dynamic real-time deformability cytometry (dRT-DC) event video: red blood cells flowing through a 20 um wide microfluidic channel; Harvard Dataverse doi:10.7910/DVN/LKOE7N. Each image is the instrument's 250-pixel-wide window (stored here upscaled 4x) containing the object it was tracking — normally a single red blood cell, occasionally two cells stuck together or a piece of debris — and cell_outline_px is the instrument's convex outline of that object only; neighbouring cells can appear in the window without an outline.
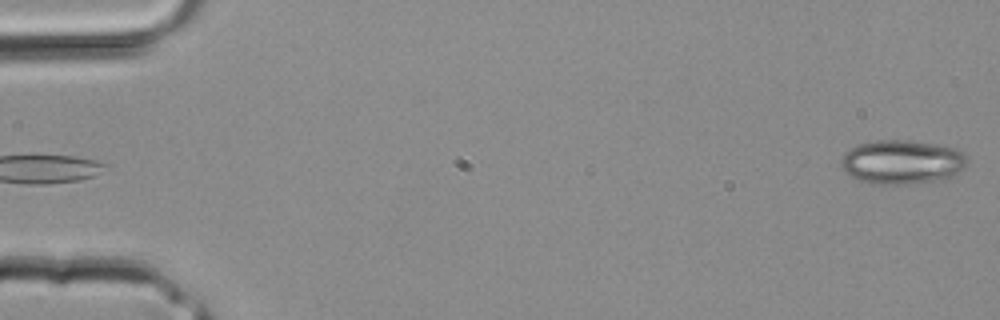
{"species": "common noctule bat (a hibernating species)", "species_latin": "Nyctalus noctula", "temperature_condition": "room temperature", "stored_images_in_passage": 3, "camera_frame_rate_fps": 3000, "um_per_image_px": 0.085, "animal": {"sex": "male", "body_mass_g": 20.4}, "frame": {"image": 1, "passage_image": 3, "time_ms": 0.667, "image_size_px": [1000, 320], "cell_outline_px": [[968, 160], [964, 168], [952, 176], [936, 180], [904, 184], [868, 184], [844, 172], [840, 164], [840, 160], [844, 152], [860, 144], [876, 140], [908, 140], [956, 148]], "centroid_in_image_um": [76.62, 13.77], "position_along_channel_um": 8.4, "area_um2": 32.19}}